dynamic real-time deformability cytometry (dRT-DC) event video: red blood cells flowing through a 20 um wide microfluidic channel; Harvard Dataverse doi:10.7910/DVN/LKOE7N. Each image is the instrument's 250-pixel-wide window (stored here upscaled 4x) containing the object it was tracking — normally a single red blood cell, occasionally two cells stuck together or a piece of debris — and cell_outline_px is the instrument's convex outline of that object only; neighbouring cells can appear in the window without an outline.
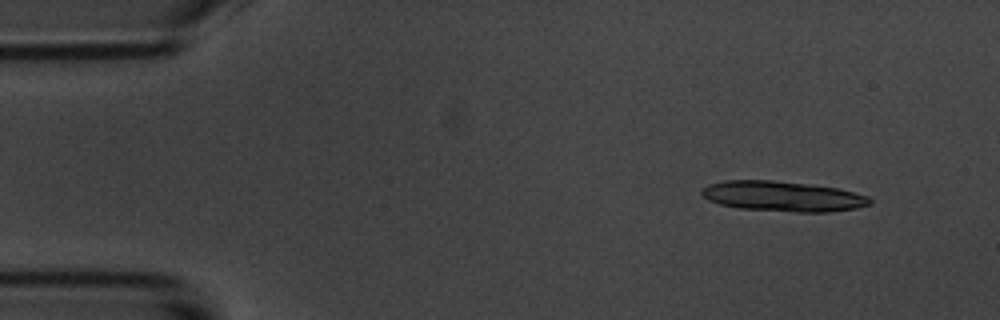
{"species": "common noctule bat (a hibernating species)", "species_latin": "Nyctalus noctula", "temperature_condition": "room temperature", "stored_images_in_passage": 5, "camera_frame_rate_fps": 3000, "um_per_image_px": 0.085, "animal": {"sex": "male", "body_mass_g": 20.1, "forearm_length_mm": 53.5}, "frame": {"image": 1, "passage_image": 1, "time_ms": 0.0, "image_size_px": [1000, 320], "cell_outline_px": [[872, 204], [856, 208], [828, 212], [796, 212], [740, 208], [720, 204], [708, 200], [700, 192], [708, 184], [724, 180], [772, 180], [836, 188], [868, 196], [872, 200]], "centroid_in_image_um": [66.52, 16.69], "position_along_channel_um": 18.5, "area_um2": 29.36}}